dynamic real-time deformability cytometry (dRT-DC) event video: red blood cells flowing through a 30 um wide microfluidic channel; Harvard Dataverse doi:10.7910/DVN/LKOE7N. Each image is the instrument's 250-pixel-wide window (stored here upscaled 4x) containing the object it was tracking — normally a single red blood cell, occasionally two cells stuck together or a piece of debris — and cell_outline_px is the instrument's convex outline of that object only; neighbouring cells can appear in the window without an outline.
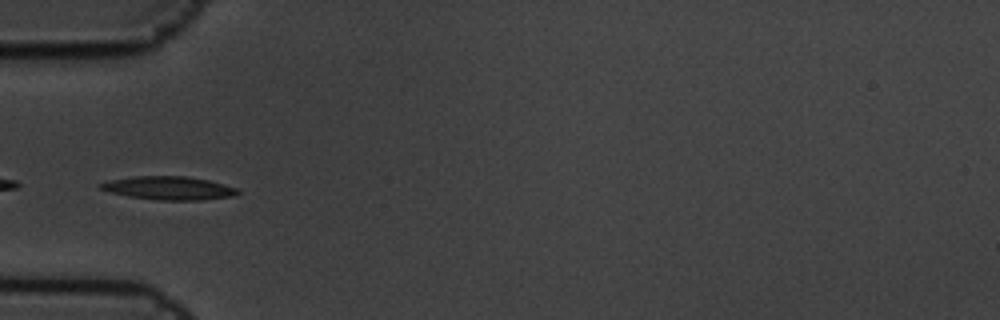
{"species": "common noctule bat (a hibernating species)", "species_latin": "Nyctalus noctula", "temperature_condition": "cold", "stored_images_in_passage": 10, "camera_frame_rate_fps": 3000, "um_per_image_px": 0.085, "animal": {"sex": "male", "body_mass_g": 19.5, "forearm_length_mm": 54.6}, "frame": {"image": 1, "passage_image": 6, "time_ms": 1.667, "image_size_px": [1000, 320], "cell_outline_px": [[240, 192], [232, 196], [200, 200], [160, 200], [128, 196], [112, 192], [100, 188], [96, 184], [112, 180], [132, 176], [188, 176], [208, 180], [236, 188]], "centroid_in_image_um": [14.33, 15.98], "position_along_channel_um": 70.7, "area_um2": 18.44}}
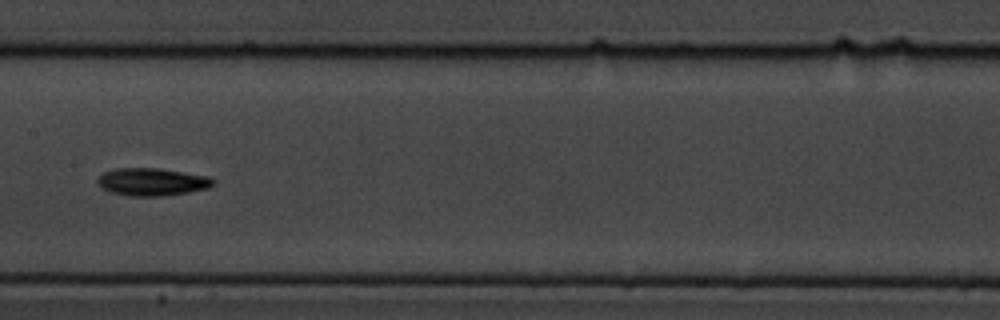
{"frame": {"image": 2, "passage_image": 9, "time_ms": 2.667, "image_size_px": [1000, 320], "cell_outline_px": [[216, 184], [208, 188], [188, 192], [164, 196], [132, 196], [112, 192], [104, 188], [96, 180], [104, 172], [116, 168], [160, 168], [208, 176], [216, 180]], "centroid_in_image_um": [12.99, 15.45], "position_along_channel_um": 194.4, "area_um2": 18.55}}
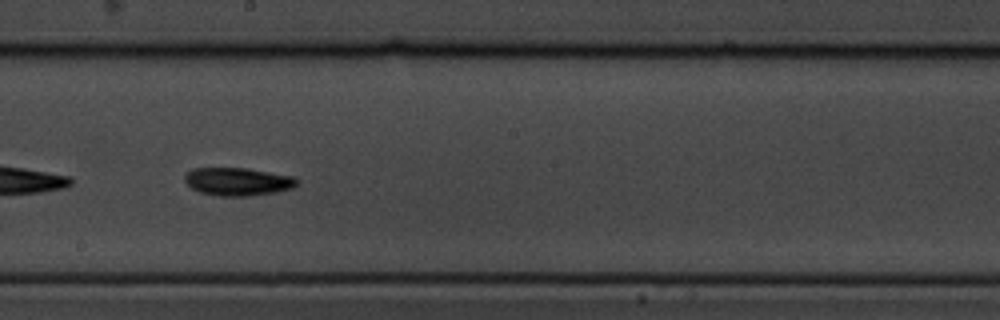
{"frame": {"image": 3, "passage_image": 10, "time_ms": 3.0, "image_size_px": [1000, 320], "cell_outline_px": [[300, 180], [292, 188], [276, 192], [248, 196], [216, 196], [200, 192], [192, 188], [184, 180], [184, 176], [192, 168], [248, 168], [292, 176]], "centroid_in_image_um": [20.21, 15.43], "position_along_channel_um": 228.0, "area_um2": 18.32}}